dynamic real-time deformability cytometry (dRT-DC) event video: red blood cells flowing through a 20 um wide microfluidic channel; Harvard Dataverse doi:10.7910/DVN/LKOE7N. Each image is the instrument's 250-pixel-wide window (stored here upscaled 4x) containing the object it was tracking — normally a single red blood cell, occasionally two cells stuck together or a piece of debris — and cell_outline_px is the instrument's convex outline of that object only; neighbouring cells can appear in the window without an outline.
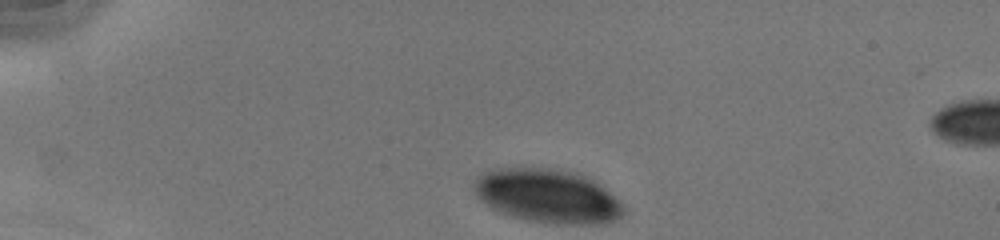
{"species": "human", "species_latin": "Homo sapiens", "temperature_condition": "cold", "stored_images_in_passage": 32, "camera_frame_rate_fps": 3000, "um_per_image_px": 0.085, "donor": {"sex": "male"}, "frame": {"image": 1, "passage_image": 1, "time_ms": 0.0, "image_size_px": [1000, 240], "cell_outline_px": [[624, 212], [616, 220], [600, 224], [556, 224], [532, 220], [516, 216], [492, 208], [480, 200], [472, 188], [472, 180], [476, 176], [484, 172], [496, 168], [548, 168], [580, 172], [592, 180], [620, 200], [624, 208]], "centroid_in_image_um": [46.53, 16.64], "position_along_channel_um": 38.5, "area_um2": 46.76}}
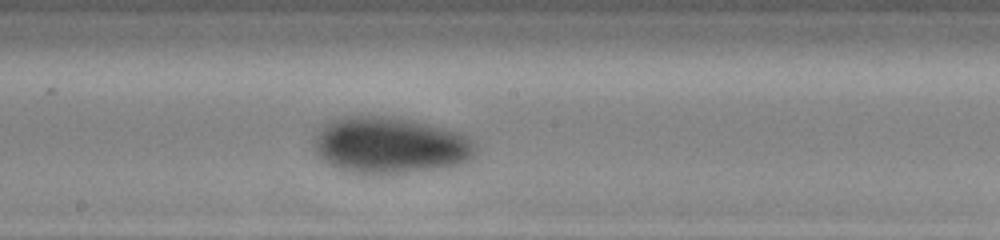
{"frame": {"image": 2, "passage_image": 18, "time_ms": 5.667, "image_size_px": [1000, 240], "cell_outline_px": [[476, 152], [468, 160], [460, 164], [436, 168], [408, 172], [348, 172], [328, 164], [316, 156], [312, 152], [312, 140], [316, 132], [324, 124], [332, 120], [344, 116], [392, 116], [412, 120], [460, 132], [468, 136], [476, 144]], "centroid_in_image_um": [33.09, 12.32], "position_along_channel_um": 215.1, "area_um2": 53.29}}
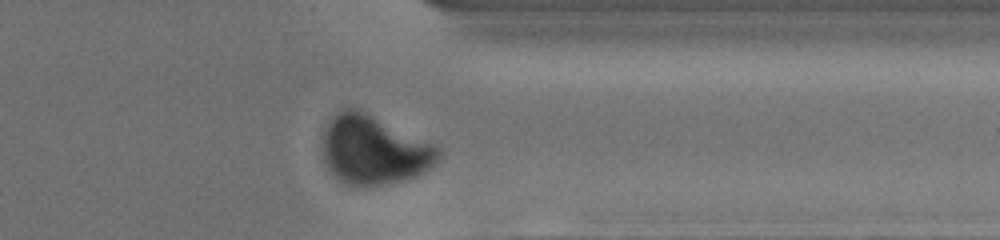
{"frame": {"image": 3, "passage_image": 30, "time_ms": 9.667, "image_size_px": [1000, 240], "cell_outline_px": [[444, 152], [440, 160], [416, 176], [408, 180], [364, 188], [344, 184], [328, 168], [324, 160], [320, 144], [320, 136], [324, 128], [332, 116], [344, 108], [356, 108], [436, 144]], "centroid_in_image_um": [31.77, 12.77], "position_along_channel_um": 379.6, "area_um2": 47.45}}